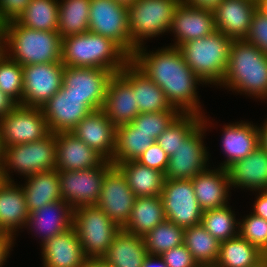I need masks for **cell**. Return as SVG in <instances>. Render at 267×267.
<instances>
[{"label": "cell", "mask_w": 267, "mask_h": 267, "mask_svg": "<svg viewBox=\"0 0 267 267\" xmlns=\"http://www.w3.org/2000/svg\"><path fill=\"white\" fill-rule=\"evenodd\" d=\"M147 255L142 237L121 230L102 258L112 267H142Z\"/></svg>", "instance_id": "32"}, {"label": "cell", "mask_w": 267, "mask_h": 267, "mask_svg": "<svg viewBox=\"0 0 267 267\" xmlns=\"http://www.w3.org/2000/svg\"><path fill=\"white\" fill-rule=\"evenodd\" d=\"M136 161L149 168H153L165 173L169 161V156L160 147L157 141H155L136 159Z\"/></svg>", "instance_id": "46"}, {"label": "cell", "mask_w": 267, "mask_h": 267, "mask_svg": "<svg viewBox=\"0 0 267 267\" xmlns=\"http://www.w3.org/2000/svg\"><path fill=\"white\" fill-rule=\"evenodd\" d=\"M232 41L216 30L211 35L185 42L177 48L187 65L205 85L219 86L229 62Z\"/></svg>", "instance_id": "5"}, {"label": "cell", "mask_w": 267, "mask_h": 267, "mask_svg": "<svg viewBox=\"0 0 267 267\" xmlns=\"http://www.w3.org/2000/svg\"><path fill=\"white\" fill-rule=\"evenodd\" d=\"M165 219L163 202L160 196L136 197L129 221L122 230L143 237Z\"/></svg>", "instance_id": "33"}, {"label": "cell", "mask_w": 267, "mask_h": 267, "mask_svg": "<svg viewBox=\"0 0 267 267\" xmlns=\"http://www.w3.org/2000/svg\"><path fill=\"white\" fill-rule=\"evenodd\" d=\"M179 114L178 110L139 113L131 124L138 131L149 134L156 141Z\"/></svg>", "instance_id": "43"}, {"label": "cell", "mask_w": 267, "mask_h": 267, "mask_svg": "<svg viewBox=\"0 0 267 267\" xmlns=\"http://www.w3.org/2000/svg\"><path fill=\"white\" fill-rule=\"evenodd\" d=\"M220 86L263 101L267 99V54L244 39L233 40Z\"/></svg>", "instance_id": "3"}, {"label": "cell", "mask_w": 267, "mask_h": 267, "mask_svg": "<svg viewBox=\"0 0 267 267\" xmlns=\"http://www.w3.org/2000/svg\"><path fill=\"white\" fill-rule=\"evenodd\" d=\"M207 116H202V123L174 150L169 157L165 170V179H192L205 171L210 164L209 152L203 141L204 132L211 126ZM208 122V123H207ZM208 162V163H207Z\"/></svg>", "instance_id": "10"}, {"label": "cell", "mask_w": 267, "mask_h": 267, "mask_svg": "<svg viewBox=\"0 0 267 267\" xmlns=\"http://www.w3.org/2000/svg\"><path fill=\"white\" fill-rule=\"evenodd\" d=\"M114 74L103 68L64 66L62 86L96 111L103 108L107 86Z\"/></svg>", "instance_id": "15"}, {"label": "cell", "mask_w": 267, "mask_h": 267, "mask_svg": "<svg viewBox=\"0 0 267 267\" xmlns=\"http://www.w3.org/2000/svg\"><path fill=\"white\" fill-rule=\"evenodd\" d=\"M265 255L240 235L220 242L217 267H252Z\"/></svg>", "instance_id": "35"}, {"label": "cell", "mask_w": 267, "mask_h": 267, "mask_svg": "<svg viewBox=\"0 0 267 267\" xmlns=\"http://www.w3.org/2000/svg\"><path fill=\"white\" fill-rule=\"evenodd\" d=\"M244 40L257 46L267 54V15L259 8L254 14L248 34Z\"/></svg>", "instance_id": "45"}, {"label": "cell", "mask_w": 267, "mask_h": 267, "mask_svg": "<svg viewBox=\"0 0 267 267\" xmlns=\"http://www.w3.org/2000/svg\"><path fill=\"white\" fill-rule=\"evenodd\" d=\"M195 196L203 211L228 205L230 180L227 170L209 169L191 179Z\"/></svg>", "instance_id": "29"}, {"label": "cell", "mask_w": 267, "mask_h": 267, "mask_svg": "<svg viewBox=\"0 0 267 267\" xmlns=\"http://www.w3.org/2000/svg\"><path fill=\"white\" fill-rule=\"evenodd\" d=\"M259 9L267 15V0L258 1Z\"/></svg>", "instance_id": "56"}, {"label": "cell", "mask_w": 267, "mask_h": 267, "mask_svg": "<svg viewBox=\"0 0 267 267\" xmlns=\"http://www.w3.org/2000/svg\"><path fill=\"white\" fill-rule=\"evenodd\" d=\"M2 53V36H0V54Z\"/></svg>", "instance_id": "60"}, {"label": "cell", "mask_w": 267, "mask_h": 267, "mask_svg": "<svg viewBox=\"0 0 267 267\" xmlns=\"http://www.w3.org/2000/svg\"><path fill=\"white\" fill-rule=\"evenodd\" d=\"M16 237L8 235V234H2L0 236V267H3L6 262L8 256H10L9 252L12 251V246L14 244V241Z\"/></svg>", "instance_id": "49"}, {"label": "cell", "mask_w": 267, "mask_h": 267, "mask_svg": "<svg viewBox=\"0 0 267 267\" xmlns=\"http://www.w3.org/2000/svg\"><path fill=\"white\" fill-rule=\"evenodd\" d=\"M72 222L73 209L61 199L31 212L25 228L36 231L43 244L46 240L71 228Z\"/></svg>", "instance_id": "27"}, {"label": "cell", "mask_w": 267, "mask_h": 267, "mask_svg": "<svg viewBox=\"0 0 267 267\" xmlns=\"http://www.w3.org/2000/svg\"><path fill=\"white\" fill-rule=\"evenodd\" d=\"M59 1L31 0L17 22L41 31H58Z\"/></svg>", "instance_id": "38"}, {"label": "cell", "mask_w": 267, "mask_h": 267, "mask_svg": "<svg viewBox=\"0 0 267 267\" xmlns=\"http://www.w3.org/2000/svg\"><path fill=\"white\" fill-rule=\"evenodd\" d=\"M20 186V187H19ZM29 211L21 185L0 179V230L16 236L27 225Z\"/></svg>", "instance_id": "25"}, {"label": "cell", "mask_w": 267, "mask_h": 267, "mask_svg": "<svg viewBox=\"0 0 267 267\" xmlns=\"http://www.w3.org/2000/svg\"><path fill=\"white\" fill-rule=\"evenodd\" d=\"M229 205L203 211L201 225L219 242L239 235L240 220Z\"/></svg>", "instance_id": "39"}, {"label": "cell", "mask_w": 267, "mask_h": 267, "mask_svg": "<svg viewBox=\"0 0 267 267\" xmlns=\"http://www.w3.org/2000/svg\"><path fill=\"white\" fill-rule=\"evenodd\" d=\"M183 244L198 264H216L220 253V242L201 224L184 229Z\"/></svg>", "instance_id": "37"}, {"label": "cell", "mask_w": 267, "mask_h": 267, "mask_svg": "<svg viewBox=\"0 0 267 267\" xmlns=\"http://www.w3.org/2000/svg\"><path fill=\"white\" fill-rule=\"evenodd\" d=\"M215 31L213 11L180 3L175 10L169 29L175 37V43L170 46L178 47L185 42L211 35Z\"/></svg>", "instance_id": "19"}, {"label": "cell", "mask_w": 267, "mask_h": 267, "mask_svg": "<svg viewBox=\"0 0 267 267\" xmlns=\"http://www.w3.org/2000/svg\"><path fill=\"white\" fill-rule=\"evenodd\" d=\"M91 0H59L58 33L68 37L89 31Z\"/></svg>", "instance_id": "36"}, {"label": "cell", "mask_w": 267, "mask_h": 267, "mask_svg": "<svg viewBox=\"0 0 267 267\" xmlns=\"http://www.w3.org/2000/svg\"><path fill=\"white\" fill-rule=\"evenodd\" d=\"M239 235L267 256V220L253 213L240 221Z\"/></svg>", "instance_id": "44"}, {"label": "cell", "mask_w": 267, "mask_h": 267, "mask_svg": "<svg viewBox=\"0 0 267 267\" xmlns=\"http://www.w3.org/2000/svg\"><path fill=\"white\" fill-rule=\"evenodd\" d=\"M160 197L169 221L184 229L201 224L203 210L190 179H165Z\"/></svg>", "instance_id": "13"}, {"label": "cell", "mask_w": 267, "mask_h": 267, "mask_svg": "<svg viewBox=\"0 0 267 267\" xmlns=\"http://www.w3.org/2000/svg\"><path fill=\"white\" fill-rule=\"evenodd\" d=\"M231 188L267 190V152L260 146L227 169Z\"/></svg>", "instance_id": "28"}, {"label": "cell", "mask_w": 267, "mask_h": 267, "mask_svg": "<svg viewBox=\"0 0 267 267\" xmlns=\"http://www.w3.org/2000/svg\"><path fill=\"white\" fill-rule=\"evenodd\" d=\"M31 0H0V22L17 20Z\"/></svg>", "instance_id": "48"}, {"label": "cell", "mask_w": 267, "mask_h": 267, "mask_svg": "<svg viewBox=\"0 0 267 267\" xmlns=\"http://www.w3.org/2000/svg\"><path fill=\"white\" fill-rule=\"evenodd\" d=\"M125 176L136 197H157L163 190L165 174L134 161L115 165Z\"/></svg>", "instance_id": "31"}, {"label": "cell", "mask_w": 267, "mask_h": 267, "mask_svg": "<svg viewBox=\"0 0 267 267\" xmlns=\"http://www.w3.org/2000/svg\"><path fill=\"white\" fill-rule=\"evenodd\" d=\"M89 31L113 40L130 57L137 49L129 34L128 6L117 1H90Z\"/></svg>", "instance_id": "9"}, {"label": "cell", "mask_w": 267, "mask_h": 267, "mask_svg": "<svg viewBox=\"0 0 267 267\" xmlns=\"http://www.w3.org/2000/svg\"><path fill=\"white\" fill-rule=\"evenodd\" d=\"M1 163H2V148L0 146V165H1Z\"/></svg>", "instance_id": "61"}, {"label": "cell", "mask_w": 267, "mask_h": 267, "mask_svg": "<svg viewBox=\"0 0 267 267\" xmlns=\"http://www.w3.org/2000/svg\"><path fill=\"white\" fill-rule=\"evenodd\" d=\"M119 74L133 87L139 113L177 110L163 90L130 61Z\"/></svg>", "instance_id": "24"}, {"label": "cell", "mask_w": 267, "mask_h": 267, "mask_svg": "<svg viewBox=\"0 0 267 267\" xmlns=\"http://www.w3.org/2000/svg\"><path fill=\"white\" fill-rule=\"evenodd\" d=\"M40 245L42 267H83L88 259L73 226Z\"/></svg>", "instance_id": "22"}, {"label": "cell", "mask_w": 267, "mask_h": 267, "mask_svg": "<svg viewBox=\"0 0 267 267\" xmlns=\"http://www.w3.org/2000/svg\"><path fill=\"white\" fill-rule=\"evenodd\" d=\"M257 192L259 195L256 196L251 213L267 220V190Z\"/></svg>", "instance_id": "50"}, {"label": "cell", "mask_w": 267, "mask_h": 267, "mask_svg": "<svg viewBox=\"0 0 267 267\" xmlns=\"http://www.w3.org/2000/svg\"><path fill=\"white\" fill-rule=\"evenodd\" d=\"M56 169L77 171L101 165L105 159L72 132H57Z\"/></svg>", "instance_id": "21"}, {"label": "cell", "mask_w": 267, "mask_h": 267, "mask_svg": "<svg viewBox=\"0 0 267 267\" xmlns=\"http://www.w3.org/2000/svg\"><path fill=\"white\" fill-rule=\"evenodd\" d=\"M142 267H168L160 255L148 254L143 262Z\"/></svg>", "instance_id": "53"}, {"label": "cell", "mask_w": 267, "mask_h": 267, "mask_svg": "<svg viewBox=\"0 0 267 267\" xmlns=\"http://www.w3.org/2000/svg\"><path fill=\"white\" fill-rule=\"evenodd\" d=\"M0 90L22 105L23 100V67L9 59L3 52L0 54Z\"/></svg>", "instance_id": "42"}, {"label": "cell", "mask_w": 267, "mask_h": 267, "mask_svg": "<svg viewBox=\"0 0 267 267\" xmlns=\"http://www.w3.org/2000/svg\"><path fill=\"white\" fill-rule=\"evenodd\" d=\"M262 123L263 126H258L260 147L267 152V118Z\"/></svg>", "instance_id": "54"}, {"label": "cell", "mask_w": 267, "mask_h": 267, "mask_svg": "<svg viewBox=\"0 0 267 267\" xmlns=\"http://www.w3.org/2000/svg\"><path fill=\"white\" fill-rule=\"evenodd\" d=\"M223 0H180V3L197 7L199 9H206L214 11Z\"/></svg>", "instance_id": "51"}, {"label": "cell", "mask_w": 267, "mask_h": 267, "mask_svg": "<svg viewBox=\"0 0 267 267\" xmlns=\"http://www.w3.org/2000/svg\"><path fill=\"white\" fill-rule=\"evenodd\" d=\"M83 267H112L103 258H89Z\"/></svg>", "instance_id": "55"}, {"label": "cell", "mask_w": 267, "mask_h": 267, "mask_svg": "<svg viewBox=\"0 0 267 267\" xmlns=\"http://www.w3.org/2000/svg\"><path fill=\"white\" fill-rule=\"evenodd\" d=\"M258 8L256 0H223L213 11L215 28L232 40L245 39Z\"/></svg>", "instance_id": "20"}, {"label": "cell", "mask_w": 267, "mask_h": 267, "mask_svg": "<svg viewBox=\"0 0 267 267\" xmlns=\"http://www.w3.org/2000/svg\"><path fill=\"white\" fill-rule=\"evenodd\" d=\"M142 238L147 254L162 255L167 250L183 244L184 228L165 219Z\"/></svg>", "instance_id": "40"}, {"label": "cell", "mask_w": 267, "mask_h": 267, "mask_svg": "<svg viewBox=\"0 0 267 267\" xmlns=\"http://www.w3.org/2000/svg\"><path fill=\"white\" fill-rule=\"evenodd\" d=\"M223 127L220 145L227 158L219 168L227 170L260 146L259 131L257 125L242 120L240 123L224 124Z\"/></svg>", "instance_id": "23"}, {"label": "cell", "mask_w": 267, "mask_h": 267, "mask_svg": "<svg viewBox=\"0 0 267 267\" xmlns=\"http://www.w3.org/2000/svg\"><path fill=\"white\" fill-rule=\"evenodd\" d=\"M146 51L144 45L138 47L131 61L163 90L171 106L180 113L205 115L197 95V85L204 82L187 65L180 50L168 45L156 52Z\"/></svg>", "instance_id": "1"}, {"label": "cell", "mask_w": 267, "mask_h": 267, "mask_svg": "<svg viewBox=\"0 0 267 267\" xmlns=\"http://www.w3.org/2000/svg\"><path fill=\"white\" fill-rule=\"evenodd\" d=\"M102 110L116 127L131 123L139 114L133 87L119 73L109 81Z\"/></svg>", "instance_id": "26"}, {"label": "cell", "mask_w": 267, "mask_h": 267, "mask_svg": "<svg viewBox=\"0 0 267 267\" xmlns=\"http://www.w3.org/2000/svg\"><path fill=\"white\" fill-rule=\"evenodd\" d=\"M252 267H267V256H264L259 262Z\"/></svg>", "instance_id": "57"}, {"label": "cell", "mask_w": 267, "mask_h": 267, "mask_svg": "<svg viewBox=\"0 0 267 267\" xmlns=\"http://www.w3.org/2000/svg\"><path fill=\"white\" fill-rule=\"evenodd\" d=\"M50 133L41 108L16 105L0 118V146L24 144L43 139Z\"/></svg>", "instance_id": "12"}, {"label": "cell", "mask_w": 267, "mask_h": 267, "mask_svg": "<svg viewBox=\"0 0 267 267\" xmlns=\"http://www.w3.org/2000/svg\"><path fill=\"white\" fill-rule=\"evenodd\" d=\"M3 24L0 22V36H2Z\"/></svg>", "instance_id": "62"}, {"label": "cell", "mask_w": 267, "mask_h": 267, "mask_svg": "<svg viewBox=\"0 0 267 267\" xmlns=\"http://www.w3.org/2000/svg\"><path fill=\"white\" fill-rule=\"evenodd\" d=\"M202 116L193 113H180L160 134L156 140L160 147L170 157L181 142H183L200 124Z\"/></svg>", "instance_id": "41"}, {"label": "cell", "mask_w": 267, "mask_h": 267, "mask_svg": "<svg viewBox=\"0 0 267 267\" xmlns=\"http://www.w3.org/2000/svg\"><path fill=\"white\" fill-rule=\"evenodd\" d=\"M50 132H71L93 110L62 86L41 108Z\"/></svg>", "instance_id": "17"}, {"label": "cell", "mask_w": 267, "mask_h": 267, "mask_svg": "<svg viewBox=\"0 0 267 267\" xmlns=\"http://www.w3.org/2000/svg\"><path fill=\"white\" fill-rule=\"evenodd\" d=\"M72 226L88 259L102 258L115 236L122 230L96 205L74 209Z\"/></svg>", "instance_id": "7"}, {"label": "cell", "mask_w": 267, "mask_h": 267, "mask_svg": "<svg viewBox=\"0 0 267 267\" xmlns=\"http://www.w3.org/2000/svg\"><path fill=\"white\" fill-rule=\"evenodd\" d=\"M62 37L57 31H41L16 20L3 24L2 52L20 65L61 62Z\"/></svg>", "instance_id": "2"}, {"label": "cell", "mask_w": 267, "mask_h": 267, "mask_svg": "<svg viewBox=\"0 0 267 267\" xmlns=\"http://www.w3.org/2000/svg\"><path fill=\"white\" fill-rule=\"evenodd\" d=\"M155 140L138 131L131 123L116 127V148L110 162L116 164L136 160Z\"/></svg>", "instance_id": "34"}, {"label": "cell", "mask_w": 267, "mask_h": 267, "mask_svg": "<svg viewBox=\"0 0 267 267\" xmlns=\"http://www.w3.org/2000/svg\"><path fill=\"white\" fill-rule=\"evenodd\" d=\"M168 267H196L198 263L184 244L160 255Z\"/></svg>", "instance_id": "47"}, {"label": "cell", "mask_w": 267, "mask_h": 267, "mask_svg": "<svg viewBox=\"0 0 267 267\" xmlns=\"http://www.w3.org/2000/svg\"><path fill=\"white\" fill-rule=\"evenodd\" d=\"M71 132L105 160L112 159L116 148V126L102 109L90 112Z\"/></svg>", "instance_id": "18"}, {"label": "cell", "mask_w": 267, "mask_h": 267, "mask_svg": "<svg viewBox=\"0 0 267 267\" xmlns=\"http://www.w3.org/2000/svg\"><path fill=\"white\" fill-rule=\"evenodd\" d=\"M180 0H135L128 6L132 43L138 48L148 40L167 33ZM163 33V34H162Z\"/></svg>", "instance_id": "8"}, {"label": "cell", "mask_w": 267, "mask_h": 267, "mask_svg": "<svg viewBox=\"0 0 267 267\" xmlns=\"http://www.w3.org/2000/svg\"><path fill=\"white\" fill-rule=\"evenodd\" d=\"M22 67V105L42 108L62 87L64 65L62 62H57L29 64Z\"/></svg>", "instance_id": "14"}, {"label": "cell", "mask_w": 267, "mask_h": 267, "mask_svg": "<svg viewBox=\"0 0 267 267\" xmlns=\"http://www.w3.org/2000/svg\"><path fill=\"white\" fill-rule=\"evenodd\" d=\"M25 180L21 187L29 213L62 199L57 169L34 173Z\"/></svg>", "instance_id": "30"}, {"label": "cell", "mask_w": 267, "mask_h": 267, "mask_svg": "<svg viewBox=\"0 0 267 267\" xmlns=\"http://www.w3.org/2000/svg\"><path fill=\"white\" fill-rule=\"evenodd\" d=\"M117 1L120 4H123L125 6H129L131 5L135 0H114Z\"/></svg>", "instance_id": "58"}, {"label": "cell", "mask_w": 267, "mask_h": 267, "mask_svg": "<svg viewBox=\"0 0 267 267\" xmlns=\"http://www.w3.org/2000/svg\"><path fill=\"white\" fill-rule=\"evenodd\" d=\"M16 105L13 99L0 90V118L7 115Z\"/></svg>", "instance_id": "52"}, {"label": "cell", "mask_w": 267, "mask_h": 267, "mask_svg": "<svg viewBox=\"0 0 267 267\" xmlns=\"http://www.w3.org/2000/svg\"><path fill=\"white\" fill-rule=\"evenodd\" d=\"M54 169H56L55 133L50 132L38 141L11 145L2 149L0 179L14 181L10 175L12 170L26 178L34 173Z\"/></svg>", "instance_id": "6"}, {"label": "cell", "mask_w": 267, "mask_h": 267, "mask_svg": "<svg viewBox=\"0 0 267 267\" xmlns=\"http://www.w3.org/2000/svg\"><path fill=\"white\" fill-rule=\"evenodd\" d=\"M113 164L105 160L101 165L77 171L58 170L62 200L74 210L81 206L96 205L105 173Z\"/></svg>", "instance_id": "11"}, {"label": "cell", "mask_w": 267, "mask_h": 267, "mask_svg": "<svg viewBox=\"0 0 267 267\" xmlns=\"http://www.w3.org/2000/svg\"><path fill=\"white\" fill-rule=\"evenodd\" d=\"M131 57L113 40L90 31L62 38L64 66L103 68L119 73Z\"/></svg>", "instance_id": "4"}, {"label": "cell", "mask_w": 267, "mask_h": 267, "mask_svg": "<svg viewBox=\"0 0 267 267\" xmlns=\"http://www.w3.org/2000/svg\"><path fill=\"white\" fill-rule=\"evenodd\" d=\"M136 196L125 176L112 166L106 173L96 204L121 229L128 223Z\"/></svg>", "instance_id": "16"}, {"label": "cell", "mask_w": 267, "mask_h": 267, "mask_svg": "<svg viewBox=\"0 0 267 267\" xmlns=\"http://www.w3.org/2000/svg\"><path fill=\"white\" fill-rule=\"evenodd\" d=\"M196 267H217L216 264H198Z\"/></svg>", "instance_id": "59"}]
</instances>
